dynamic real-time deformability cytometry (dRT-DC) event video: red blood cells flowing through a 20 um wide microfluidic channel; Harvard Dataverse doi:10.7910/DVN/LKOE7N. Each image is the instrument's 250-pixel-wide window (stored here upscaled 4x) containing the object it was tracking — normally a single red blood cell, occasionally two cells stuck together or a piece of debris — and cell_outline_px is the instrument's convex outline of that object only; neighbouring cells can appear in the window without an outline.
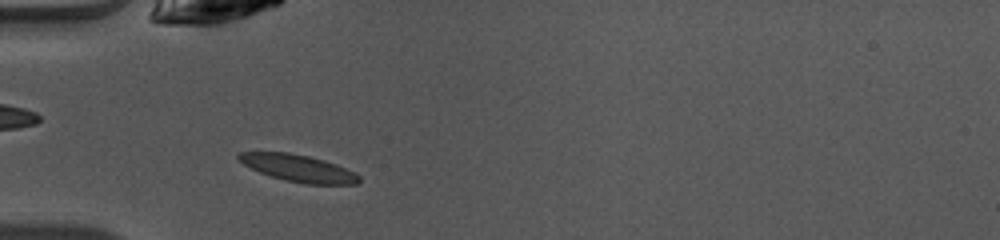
{"species": "common noctule bat (a hibernating species)", "species_latin": "Nyctalus noctula", "temperature_condition": "warm", "stored_images_in_passage": 49, "camera_frame_rate_fps": 3000, "um_per_image_px": 0.085, "animal": {"sex": "female", "body_mass_g": 10.0, "forearm_length_mm": 53.1}, "frame": {"image": 1, "passage_image": 15, "time_ms": 4.667, "image_size_px": [1000, 240], "cell_outline_px": [[360, 180], [356, 184], [304, 184], [272, 176], [260, 172], [244, 164], [236, 156], [240, 152], [288, 152], [308, 156], [324, 160], [336, 164], [360, 176]], "centroid_in_image_um": [25.36, 14.29], "position_along_channel_um": 59.6, "area_um2": 18.55}}
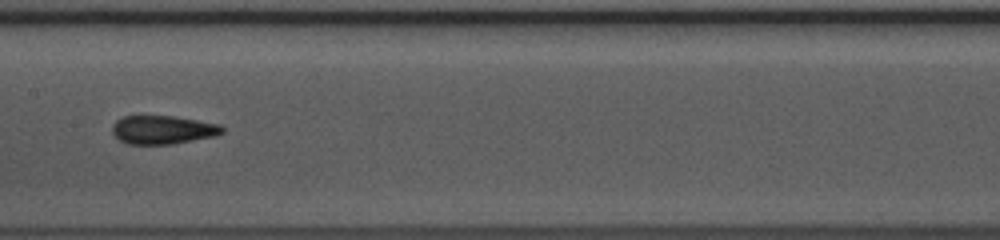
{"frame": {"image": 2, "passage_image": 25, "time_ms": 8.0, "image_size_px": [1000, 240], "cell_outline_px": [[224, 132], [216, 136], [172, 144], [128, 144], [120, 140], [112, 132], [112, 124], [116, 120], [124, 116], [176, 116], [220, 124], [224, 128]], "centroid_in_image_um": [13.86, 11.03], "position_along_channel_um": 193.5, "area_um2": 18.38}}
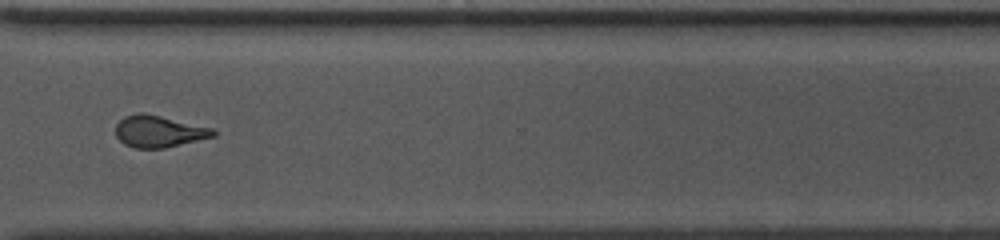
{"frame": {"image": 3, "passage_image": 37, "time_ms": 12.0, "image_size_px": [1000, 240], "cell_outline_px": [[216, 136], [164, 148], [136, 148], [124, 144], [116, 136], [116, 124], [124, 116], [140, 112], [160, 116], [212, 128], [216, 132]], "centroid_in_image_um": [13.48, 11.17], "position_along_channel_um": 357.1, "area_um2": 17.86}, "authors_computed_cell_mechanics": {"area_um2": 17.8602, "velocity_mm_per_s": 4.0953, "shape_relaxation_time_tau1_ms": 8.435, "shape_relaxation_time_tau2_ms": 1.1112, "deformation_change_tau1": 0.2157, "deformation_change_tau2": 0.0801}}